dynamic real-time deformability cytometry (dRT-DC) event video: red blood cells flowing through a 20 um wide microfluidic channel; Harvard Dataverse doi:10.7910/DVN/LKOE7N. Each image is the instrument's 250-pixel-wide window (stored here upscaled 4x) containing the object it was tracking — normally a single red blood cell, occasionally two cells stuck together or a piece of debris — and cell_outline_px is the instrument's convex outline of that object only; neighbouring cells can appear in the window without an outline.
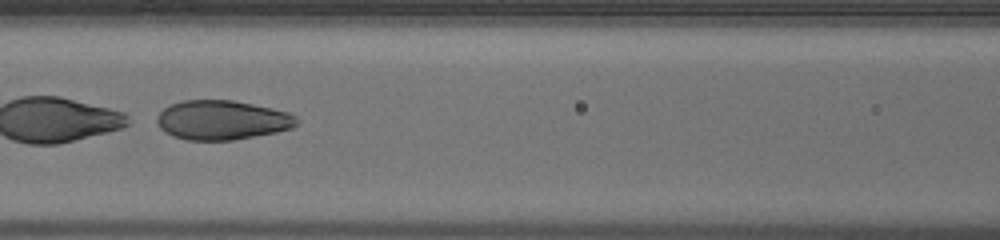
{"species": "human", "species_latin": "Homo sapiens", "temperature_condition": "warm", "stored_images_in_passage": 50, "segment_of_instrument_passage": [2, 2], "camera_frame_rate_fps": 3000, "um_per_image_px": 0.085, "donor": {"sex": "male"}, "frame": {"image": 1, "passage_image": 23, "time_ms": 7.333, "image_size_px": [1000, 240], "cell_outline_px": [[300, 120], [292, 128], [276, 132], [232, 140], [188, 140], [172, 136], [160, 128], [156, 120], [156, 116], [164, 108], [172, 104], [184, 100], [232, 100], [272, 108], [288, 112], [296, 116]], "centroid_in_image_um": [18.88, 10.2], "position_along_channel_um": 147.7, "area_um2": 32.02}}